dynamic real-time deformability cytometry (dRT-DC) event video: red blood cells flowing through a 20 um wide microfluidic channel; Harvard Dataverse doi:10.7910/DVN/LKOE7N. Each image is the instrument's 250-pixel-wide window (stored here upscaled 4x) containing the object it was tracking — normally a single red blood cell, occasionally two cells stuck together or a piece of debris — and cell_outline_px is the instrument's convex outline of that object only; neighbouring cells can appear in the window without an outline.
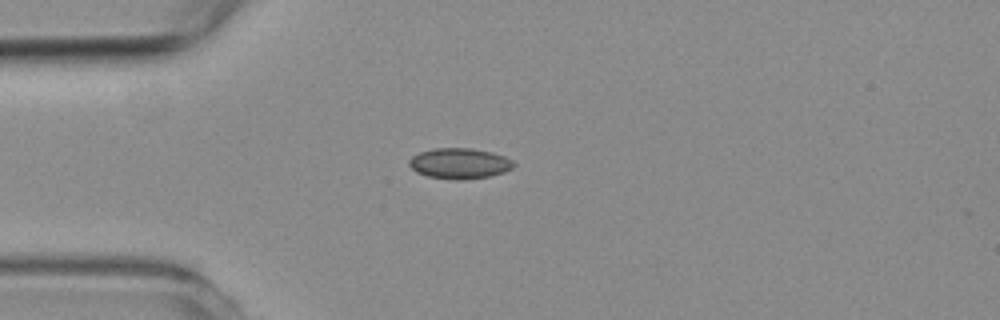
{"species": "common noctule bat (a hibernating species)", "species_latin": "Nyctalus noctula", "temperature_condition": "room temperature", "stored_images_in_passage": 34, "camera_frame_rate_fps": 3000, "um_per_image_px": 0.085, "animal": {"sex": "female", "body_mass_g": 19.3, "forearm_length_mm": 54.1}, "frame": {"image": 1, "passage_image": 1, "time_ms": 0.0, "image_size_px": [1000, 320], "cell_outline_px": [[516, 164], [512, 168], [504, 172], [488, 176], [460, 180], [456, 180], [428, 176], [416, 172], [408, 164], [408, 160], [412, 156], [420, 152], [436, 148], [472, 148], [492, 152], [504, 156], [512, 160]], "centroid_in_image_um": [39.06, 13.88], "position_along_channel_um": 45.9, "area_um2": 18.61}}
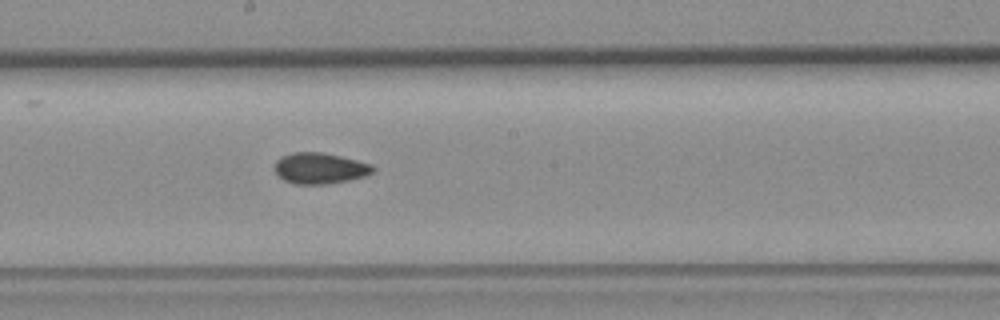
{"frame": {"image": 2, "passage_image": 16, "time_ms": 5.0, "image_size_px": [1000, 320], "cell_outline_px": [[376, 168], [368, 176], [328, 184], [296, 184], [284, 180], [276, 176], [272, 168], [276, 160], [280, 156], [292, 152], [324, 152], [372, 164]], "centroid_in_image_um": [27.14, 14.3], "position_along_channel_um": 221.1, "area_um2": 18.15}}
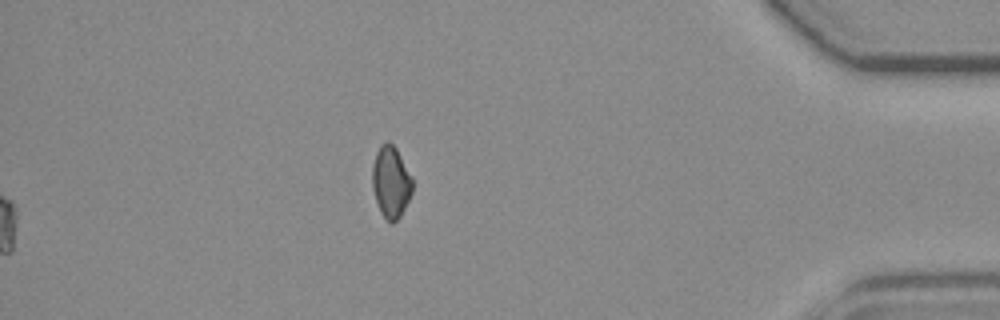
{"frame": {"image": 3, "passage_image": 34, "time_ms": 11.0, "image_size_px": [1000, 320], "cell_outline_px": [[412, 192], [400, 216], [392, 224], [380, 212], [372, 188], [372, 164], [376, 152], [380, 144], [388, 140], [396, 148], [412, 176]], "centroid_in_image_um": [33.21, 15.43], "position_along_channel_um": 402.0, "area_um2": 16.76}, "authors_computed_cell_mechanics": {"area_um2": 17.8891, "velocity_mm_per_s": 3.7833, "shape_relaxation_time_tau1_ms": null, "shape_relaxation_time_tau2_ms": 3.7585, "deformation_change_tau1": null, "deformation_change_tau2": 0.0715}}